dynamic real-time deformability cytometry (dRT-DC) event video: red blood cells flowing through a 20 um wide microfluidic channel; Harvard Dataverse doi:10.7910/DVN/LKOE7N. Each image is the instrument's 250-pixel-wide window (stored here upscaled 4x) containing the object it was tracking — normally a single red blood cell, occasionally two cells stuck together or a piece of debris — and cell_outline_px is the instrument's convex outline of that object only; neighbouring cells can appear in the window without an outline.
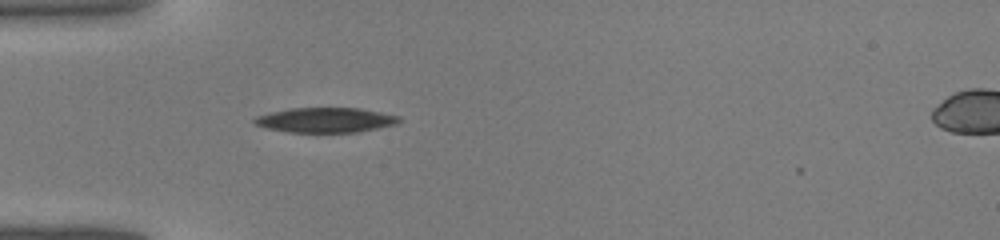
{"species": "common noctule bat (a hibernating species)", "species_latin": "Nyctalus noctula", "temperature_condition": "warm", "stored_images_in_passage": 2, "camera_frame_rate_fps": 3000, "um_per_image_px": 0.085, "animal": {"sex": "male", "body_mass_g": 19.0, "forearm_length_mm": 50.8}, "frame": {"image": 1, "passage_image": 1, "time_ms": 0.0, "image_size_px": [1000, 240], "cell_outline_px": [[400, 120], [396, 124], [356, 132], [288, 132], [268, 128], [256, 124], [252, 120], [256, 116], [288, 108], [360, 108], [400, 116]], "centroid_in_image_um": [27.66, 10.2], "position_along_channel_um": 57.3, "area_um2": 20.75}}